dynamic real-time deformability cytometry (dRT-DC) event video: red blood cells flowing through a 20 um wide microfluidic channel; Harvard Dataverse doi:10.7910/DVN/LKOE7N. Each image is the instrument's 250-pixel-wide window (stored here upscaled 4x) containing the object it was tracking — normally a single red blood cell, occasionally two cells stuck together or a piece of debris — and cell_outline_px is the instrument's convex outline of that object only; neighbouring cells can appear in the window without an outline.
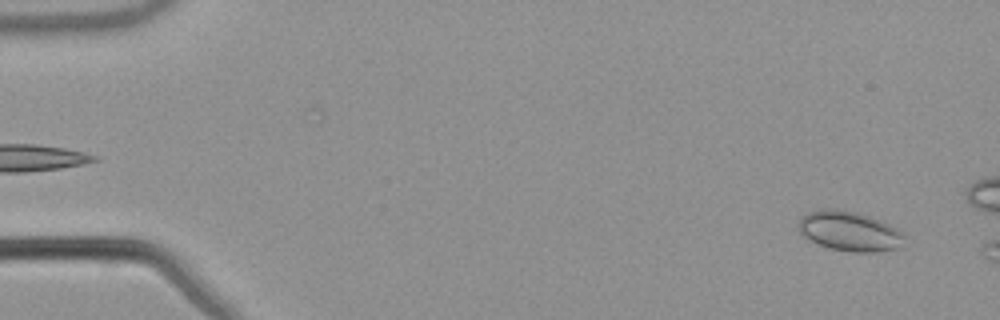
{"species": "common noctule bat (a hibernating species)", "species_latin": "Nyctalus noctula", "temperature_condition": "warm", "stored_images_in_passage": 15, "camera_frame_rate_fps": 3000, "um_per_image_px": 0.085, "animal": {"sex": "male", "body_mass_g": 21.5, "forearm_length_mm": 52.0}, "frame": {"image": 1, "passage_image": 3, "time_ms": 0.667, "image_size_px": [1000, 320], "cell_outline_px": [[904, 236], [896, 248], [876, 252], [852, 252], [828, 248], [804, 236], [796, 228], [796, 224], [800, 216], [808, 212], [820, 208], [836, 208], [860, 212], [880, 220], [904, 232]], "centroid_in_image_um": [72.13, 19.61], "position_along_channel_um": 12.9, "area_um2": 24.74}}